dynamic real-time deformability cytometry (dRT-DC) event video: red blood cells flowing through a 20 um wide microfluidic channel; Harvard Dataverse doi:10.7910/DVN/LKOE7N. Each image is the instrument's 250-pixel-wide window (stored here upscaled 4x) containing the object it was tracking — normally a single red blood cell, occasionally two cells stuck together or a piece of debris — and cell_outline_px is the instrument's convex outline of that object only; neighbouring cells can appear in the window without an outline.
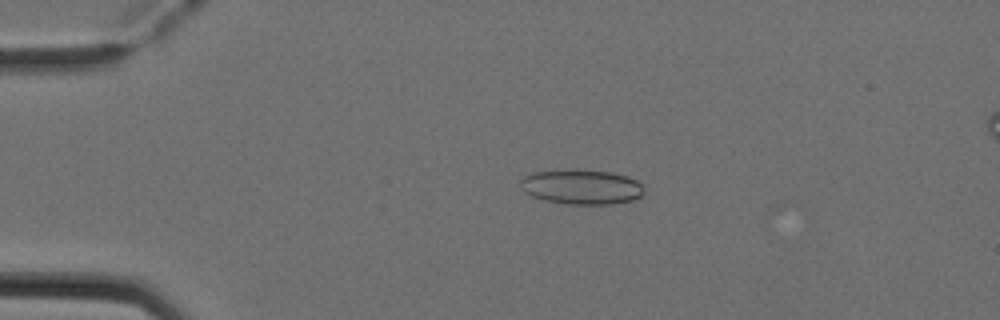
{"species": "Egyptian fruit bat (a non-hibernating species)", "species_latin": "Rousettus aegyptiacus", "temperature_condition": "cold", "stored_images_in_passage": 5, "camera_frame_rate_fps": 3000, "um_per_image_px": 0.085, "animal": {"sex": "female"}, "frame": {"image": 1, "passage_image": 3, "time_ms": 0.667, "image_size_px": [1000, 320], "cell_outline_px": [[644, 192], [640, 196], [632, 200], [612, 204], [568, 204], [548, 200], [532, 196], [524, 192], [520, 184], [520, 180], [524, 176], [536, 172], [612, 172], [628, 176], [636, 180], [644, 188]], "centroid_in_image_um": [49.47, 15.93], "position_along_channel_um": 35.5, "area_um2": 24.1}}